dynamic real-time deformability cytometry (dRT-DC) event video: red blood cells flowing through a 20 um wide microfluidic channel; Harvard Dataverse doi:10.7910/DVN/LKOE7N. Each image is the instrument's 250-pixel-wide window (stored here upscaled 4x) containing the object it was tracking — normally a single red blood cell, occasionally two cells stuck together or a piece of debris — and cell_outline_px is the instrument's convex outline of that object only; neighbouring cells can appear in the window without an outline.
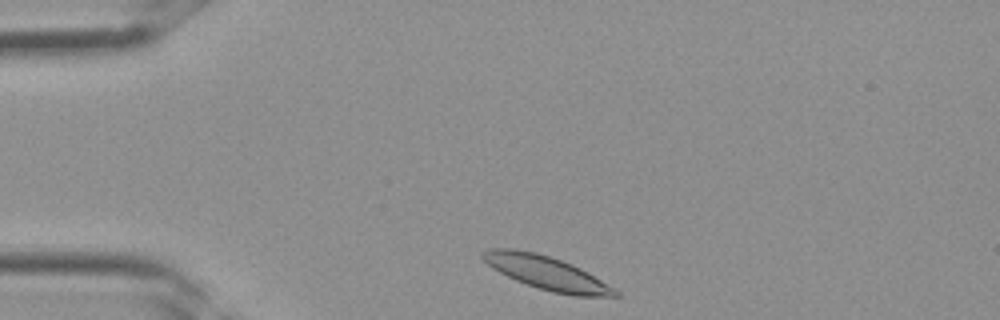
{"species": "Egyptian fruit bat (a non-hibernating species)", "species_latin": "Rousettus aegyptiacus", "temperature_condition": "room temperature", "stored_images_in_passage": 2, "camera_frame_rate_fps": 3000, "um_per_image_px": 0.085, "frame": {"image": 1, "passage_image": 1, "time_ms": 0.0, "image_size_px": [1000, 320], "cell_outline_px": [[620, 296], [572, 296], [552, 292], [516, 280], [492, 268], [480, 256], [480, 252], [488, 248], [512, 248], [536, 252], [572, 264], [588, 272], [620, 292]], "centroid_in_image_um": [46.44, 23.18], "position_along_channel_um": 38.6, "area_um2": 25.66}}